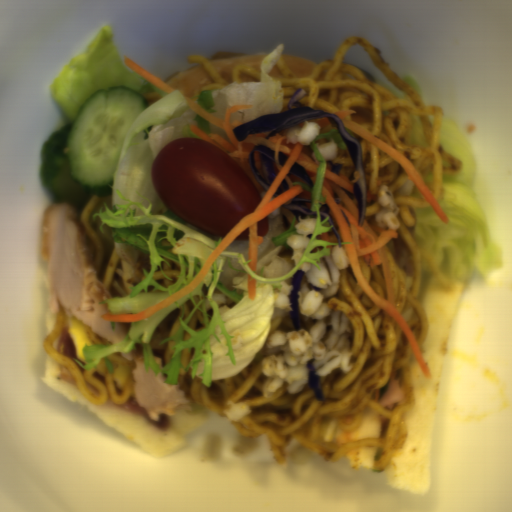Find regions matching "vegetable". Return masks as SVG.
Here are the masks:
<instances>
[{
  "label": "vegetable",
  "mask_w": 512,
  "mask_h": 512,
  "mask_svg": "<svg viewBox=\"0 0 512 512\" xmlns=\"http://www.w3.org/2000/svg\"><path fill=\"white\" fill-rule=\"evenodd\" d=\"M267 191H268V190H265V191H259V192H260V194H261L262 199H263V198H264V196L266 195Z\"/></svg>",
  "instance_id": "obj_5"
},
{
  "label": "vegetable",
  "mask_w": 512,
  "mask_h": 512,
  "mask_svg": "<svg viewBox=\"0 0 512 512\" xmlns=\"http://www.w3.org/2000/svg\"><path fill=\"white\" fill-rule=\"evenodd\" d=\"M109 322H110L111 328H112V330H113V328H114V324H115V322H117V321H110V320H109Z\"/></svg>",
  "instance_id": "obj_6"
},
{
  "label": "vegetable",
  "mask_w": 512,
  "mask_h": 512,
  "mask_svg": "<svg viewBox=\"0 0 512 512\" xmlns=\"http://www.w3.org/2000/svg\"><path fill=\"white\" fill-rule=\"evenodd\" d=\"M283 47L284 44L280 42L263 57L259 65L261 81H235L219 89L202 90L198 96L189 99L224 121L230 107L252 105V108L240 109L231 114V124L237 120L244 125L266 114L283 112V85L270 73L280 59Z\"/></svg>",
  "instance_id": "obj_4"
},
{
  "label": "vegetable",
  "mask_w": 512,
  "mask_h": 512,
  "mask_svg": "<svg viewBox=\"0 0 512 512\" xmlns=\"http://www.w3.org/2000/svg\"><path fill=\"white\" fill-rule=\"evenodd\" d=\"M111 86H126L148 102L137 114L123 141L110 181L111 208L104 202L99 212V228H111L116 243H126L147 255L149 270L123 297L101 299L111 314H136L190 284L206 264L210 254L226 236H216L187 222L165 206L153 179L152 165L169 141L198 137L191 125L205 134H219V128L189 107L187 97L177 89L169 93L154 85L123 62L110 25H102L81 53L74 54L49 84L50 93L72 124L79 108L94 93ZM199 138V137H198ZM232 144V143H231ZM167 257L180 265V276L169 288L153 278L160 261ZM171 280V279H170Z\"/></svg>",
  "instance_id": "obj_1"
},
{
  "label": "vegetable",
  "mask_w": 512,
  "mask_h": 512,
  "mask_svg": "<svg viewBox=\"0 0 512 512\" xmlns=\"http://www.w3.org/2000/svg\"><path fill=\"white\" fill-rule=\"evenodd\" d=\"M441 145L462 160V169L443 173V191L437 202L448 224L430 205L414 209L417 225L412 228L416 247L435 256L442 267L444 250L450 262L449 275L459 283H469L475 269L487 281L505 266L504 252L493 241L490 220L474 188L478 165L474 153L457 122L444 114Z\"/></svg>",
  "instance_id": "obj_3"
},
{
  "label": "vegetable",
  "mask_w": 512,
  "mask_h": 512,
  "mask_svg": "<svg viewBox=\"0 0 512 512\" xmlns=\"http://www.w3.org/2000/svg\"><path fill=\"white\" fill-rule=\"evenodd\" d=\"M333 139L339 149L347 150L340 132L332 129L319 133L310 143V148L318 160V168L313 188L310 190V209L307 214L316 218V224L310 241L303 249H293L287 243L291 235H296L294 227L297 216L293 214L289 221L283 215L281 207L268 216L269 230L263 238V244L257 245L256 268H251L248 260L249 240H233L212 262L206 276L198 287L185 297L163 307L153 315L130 323L125 336L110 345H85L81 349L86 364L73 358L82 369L97 366L101 357L109 372L114 366L108 358L112 352L133 350L134 359L128 361L135 368L136 361H143L145 371L157 376L166 374L163 380L169 385H177L179 379L182 349L187 348L193 354L183 370H191L194 378L198 364L204 362L201 384L212 387V381L237 376L264 347L272 330V316L276 310L273 288L282 290L283 283L293 278L296 270L304 262L321 271L318 263L321 257L331 255L328 245L338 242L317 240L318 235L333 231L328 216L321 218L322 209L318 201L327 202L322 195L327 172L326 160L317 143ZM176 308H182L179 317L180 326L175 334L163 339L161 344L176 341L173 353L163 366H157L150 348L152 333L161 320ZM202 310L205 318V330L194 331L187 323L195 309Z\"/></svg>",
  "instance_id": "obj_2"
}]
</instances>
